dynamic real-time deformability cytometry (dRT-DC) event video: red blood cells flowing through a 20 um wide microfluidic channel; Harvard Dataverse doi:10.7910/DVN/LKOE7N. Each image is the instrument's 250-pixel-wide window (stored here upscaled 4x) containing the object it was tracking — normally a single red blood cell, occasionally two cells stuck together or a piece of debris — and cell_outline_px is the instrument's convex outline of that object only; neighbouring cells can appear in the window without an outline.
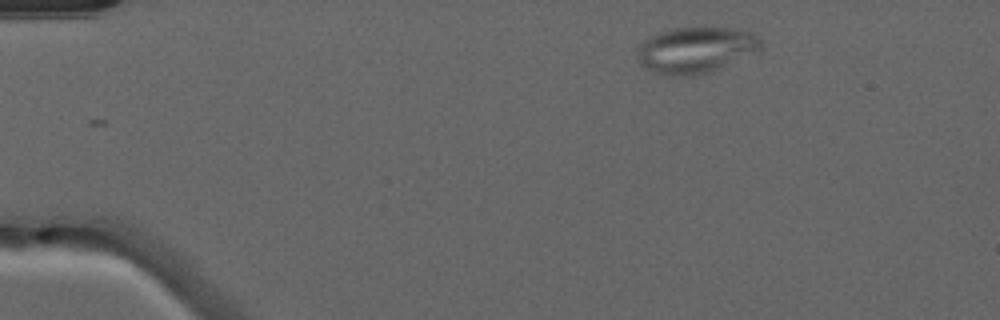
{"species": "common noctule bat (a hibernating species)", "species_latin": "Nyctalus noctula", "temperature_condition": "warm", "stored_images_in_passage": 24, "camera_frame_rate_fps": 3000, "um_per_image_px": 0.085, "animal": {"sex": "male", "forearm_length_mm": 52.5}, "frame": {"image": 1, "passage_image": 1, "time_ms": 0.0, "image_size_px": [1000, 320], "cell_outline_px": [[760, 48], [712, 72], [692, 76], [672, 76], [656, 72], [640, 64], [640, 44], [644, 40], [660, 32], [676, 28], [732, 28], [752, 32], [760, 40]], "centroid_in_image_um": [59.14, 4.25], "position_along_channel_um": 25.9, "area_um2": 32.31}}